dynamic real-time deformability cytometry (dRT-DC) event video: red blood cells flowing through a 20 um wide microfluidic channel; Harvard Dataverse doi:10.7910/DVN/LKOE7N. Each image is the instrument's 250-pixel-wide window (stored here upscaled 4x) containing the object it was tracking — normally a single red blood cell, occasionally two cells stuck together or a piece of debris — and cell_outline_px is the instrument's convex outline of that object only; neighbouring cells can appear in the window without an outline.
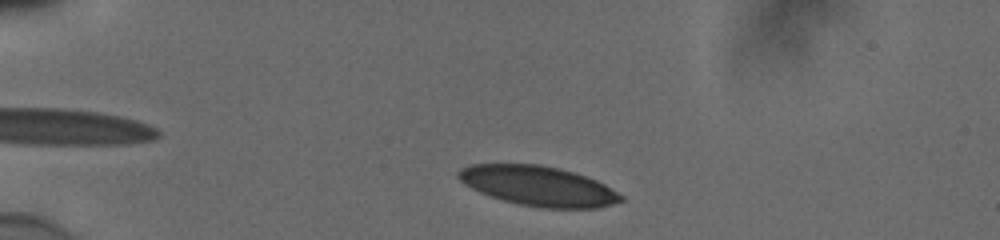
{"species": "human", "species_latin": "Homo sapiens", "temperature_condition": "cold", "stored_images_in_passage": 44, "camera_frame_rate_fps": 3000, "um_per_image_px": 0.085, "donor": {"sex": "male"}, "frame": {"image": 1, "passage_image": 3, "time_ms": 0.667, "image_size_px": [1000, 240], "cell_outline_px": [[624, 200], [612, 204], [596, 208], [540, 208], [520, 204], [504, 200], [480, 192], [464, 184], [456, 176], [456, 172], [460, 168], [468, 164], [540, 164], [572, 172], [596, 180], [604, 184], [624, 196]], "centroid_in_image_um": [45.73, 15.8], "position_along_channel_um": 39.3, "area_um2": 37.57}}
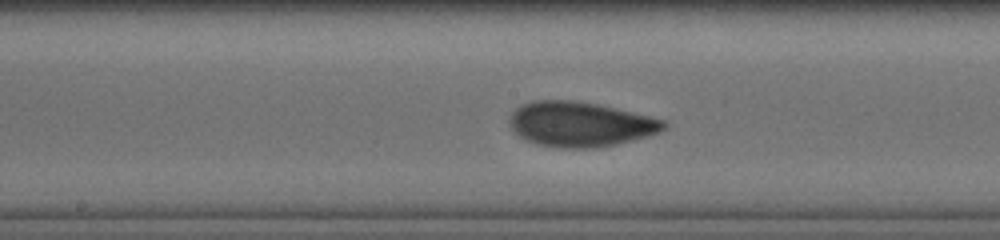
{"frame": {"image": 2, "passage_image": 20, "time_ms": 6.333, "image_size_px": [1000, 240], "cell_outline_px": [[668, 124], [660, 132], [648, 136], [616, 144], [596, 148], [560, 148], [536, 144], [524, 140], [508, 124], [508, 120], [512, 112], [520, 104], [532, 100], [572, 100], [596, 104], [616, 108], [668, 120]], "centroid_in_image_um": [49.31, 10.55], "position_along_channel_um": 198.9, "area_um2": 40.69}}
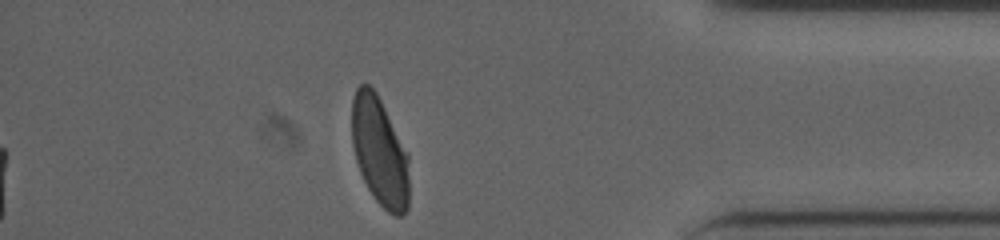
{"frame": {"image": 3, "passage_image": 38, "time_ms": 12.333, "image_size_px": [1000, 240], "cell_outline_px": [[408, 208], [404, 216], [396, 216], [388, 212], [376, 200], [368, 188], [360, 172], [356, 160], [352, 144], [352, 100], [356, 88], [360, 84], [368, 84], [376, 92], [408, 152]], "centroid_in_image_um": [32.27, 12.88], "position_along_channel_um": 402.9, "area_um2": 36.3}, "authors_computed_cell_mechanics": {"area_um2": 38.7838, "velocity_mm_per_s": 3.8568, "shape_relaxation_time_tau1_ms": 4.5921, "shape_relaxation_time_tau2_ms": 0.8962, "deformation_change_tau1": 0.1374, "deformation_change_tau2": 0.0613}}